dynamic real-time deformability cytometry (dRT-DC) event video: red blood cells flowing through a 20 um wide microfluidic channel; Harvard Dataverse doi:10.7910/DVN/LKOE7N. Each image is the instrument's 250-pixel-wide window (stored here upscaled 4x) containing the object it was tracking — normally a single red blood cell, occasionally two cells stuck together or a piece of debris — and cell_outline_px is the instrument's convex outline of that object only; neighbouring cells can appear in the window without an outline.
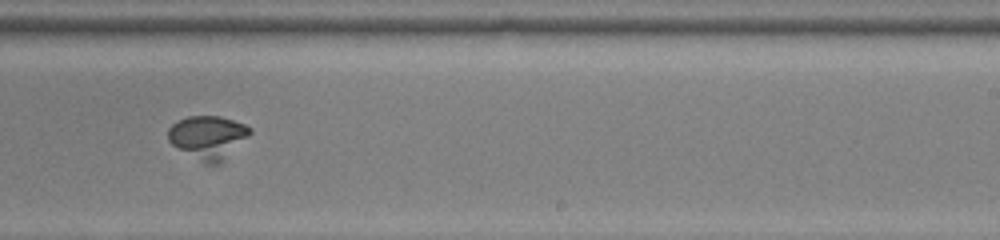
{"species": "common noctule bat (a hibernating species)", "species_latin": "Nyctalus noctula", "temperature_condition": "room temperature", "stored_images_in_passage": 43, "camera_frame_rate_fps": 3000, "um_per_image_px": 0.085, "animal": {"sex": "female", "body_mass_g": 22.0, "forearm_length_mm": 56.7}, "frame": {"image": 1, "passage_image": 23, "time_ms": 7.333, "image_size_px": [1000, 240], "cell_outline_px": [[252, 132], [220, 164], [204, 164], [172, 144], [168, 140], [168, 128], [172, 124], [188, 116], [220, 116], [244, 124], [252, 128]], "centroid_in_image_um": [17.68, 11.67], "position_along_channel_um": 271.3, "area_um2": 20.46}}